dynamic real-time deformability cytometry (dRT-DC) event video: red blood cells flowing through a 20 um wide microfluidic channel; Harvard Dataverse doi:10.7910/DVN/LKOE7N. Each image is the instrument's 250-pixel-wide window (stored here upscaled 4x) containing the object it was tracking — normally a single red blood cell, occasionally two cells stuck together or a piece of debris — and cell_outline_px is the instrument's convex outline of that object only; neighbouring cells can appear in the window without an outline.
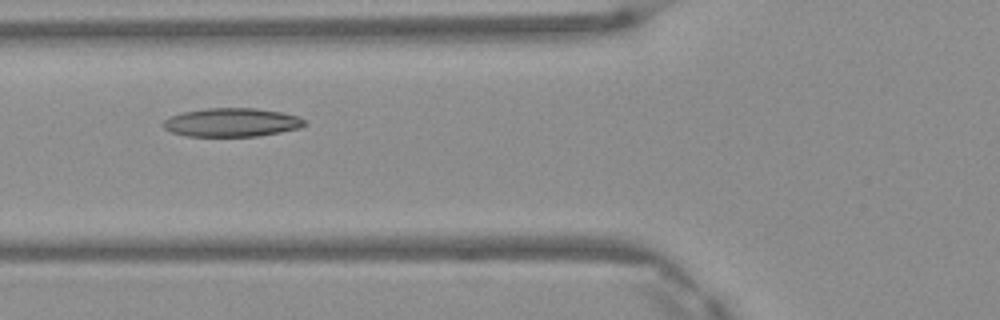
{"species": "Egyptian fruit bat (a non-hibernating species)", "species_latin": "Rousettus aegyptiacus", "temperature_condition": "warm", "stored_images_in_passage": 5, "camera_frame_rate_fps": 3000, "um_per_image_px": 0.085, "frame": {"image": 1, "passage_image": 5, "time_ms": 1.333, "image_size_px": [1000, 320], "cell_outline_px": [[308, 124], [300, 128], [280, 132], [256, 136], [184, 136], [172, 132], [164, 128], [164, 120], [172, 116], [184, 112], [208, 108], [256, 108], [280, 112], [296, 116], [308, 120]], "centroid_in_image_um": [19.74, 10.41], "position_along_channel_um": 106.1, "area_um2": 23.47}}